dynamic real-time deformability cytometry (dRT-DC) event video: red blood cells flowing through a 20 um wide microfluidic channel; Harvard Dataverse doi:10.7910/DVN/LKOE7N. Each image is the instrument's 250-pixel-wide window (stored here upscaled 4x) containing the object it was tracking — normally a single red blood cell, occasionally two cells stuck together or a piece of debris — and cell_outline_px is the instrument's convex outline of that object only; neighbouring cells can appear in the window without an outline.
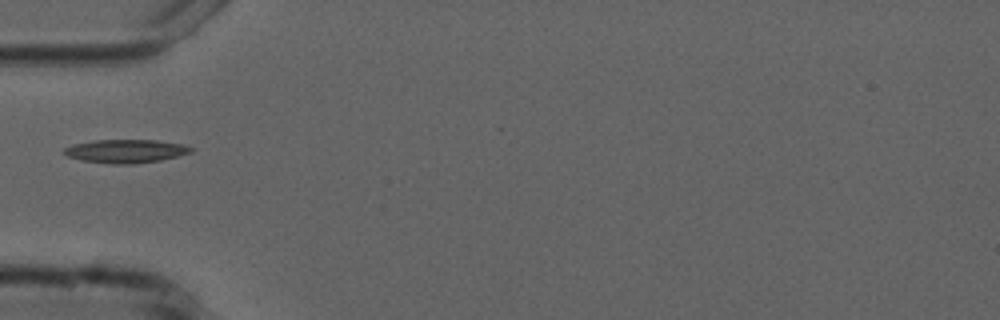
{"species": "common noctule bat (a hibernating species)", "species_latin": "Nyctalus noctula", "temperature_condition": "cold", "stored_images_in_passage": 37, "camera_frame_rate_fps": 3000, "um_per_image_px": 0.085, "animal": {"sex": "male", "forearm_length_mm": 52.5}, "frame": {"image": 1, "passage_image": 1, "time_ms": 0.0, "image_size_px": [1000, 320], "cell_outline_px": [[196, 148], [192, 152], [160, 160], [132, 164], [112, 164], [80, 160], [68, 156], [64, 152], [64, 148], [72, 144], [96, 140], [156, 140], [184, 144]], "centroid_in_image_um": [10.71, 12.84], "position_along_channel_um": 74.3, "area_um2": 17.34}}
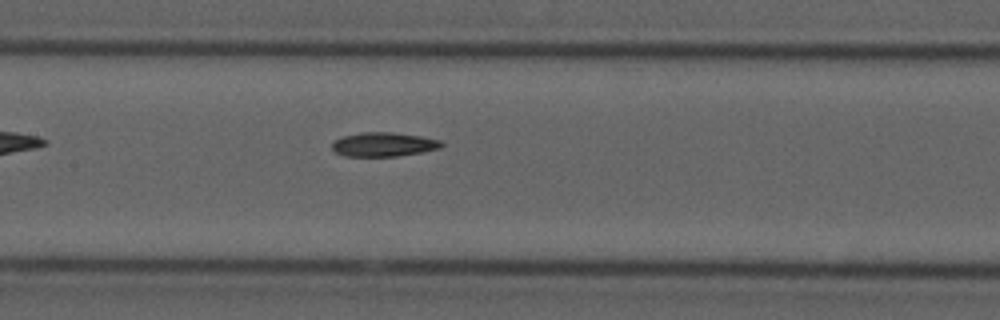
{"frame": {"image": 2, "passage_image": 9, "time_ms": 2.667, "image_size_px": [1000, 320], "cell_outline_px": [[444, 144], [440, 148], [424, 152], [396, 156], [344, 156], [336, 152], [332, 148], [332, 144], [336, 140], [344, 136], [364, 132], [392, 132], [420, 136], [440, 140]], "centroid_in_image_um": [32.64, 12.28], "position_along_channel_um": 174.8, "area_um2": 15.26}}
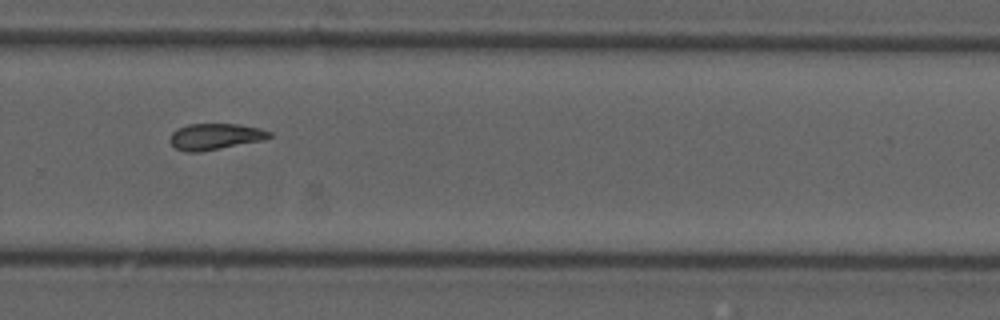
{"frame": {"image": 3, "passage_image": 20, "time_ms": 6.333, "image_size_px": [1000, 320], "cell_outline_px": [[272, 136], [264, 140], [200, 152], [184, 152], [176, 148], [172, 144], [172, 132], [188, 124], [236, 124], [260, 128], [272, 132]], "centroid_in_image_um": [18.34, 11.61], "position_along_channel_um": 311.5, "area_um2": 15.03}}